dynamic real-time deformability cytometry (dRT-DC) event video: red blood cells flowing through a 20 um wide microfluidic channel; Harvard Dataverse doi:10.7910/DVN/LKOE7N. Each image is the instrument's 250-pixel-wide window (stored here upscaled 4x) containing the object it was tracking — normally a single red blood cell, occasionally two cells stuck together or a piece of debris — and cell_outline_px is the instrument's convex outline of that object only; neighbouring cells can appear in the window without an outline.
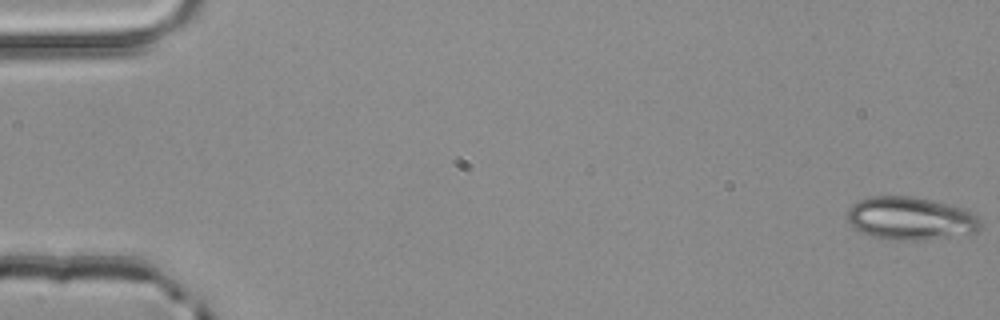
{"species": "common noctule bat (a hibernating species)", "species_latin": "Nyctalus noctula", "temperature_condition": "room temperature", "stored_images_in_passage": 2, "segment_of_instrument_passage": [2, 2], "camera_frame_rate_fps": 3000, "um_per_image_px": 0.085, "animal": {"sex": "male", "body_mass_g": 20.4}, "frame": {"image": 1, "passage_image": 2, "time_ms": 0.333, "image_size_px": [1000, 320], "cell_outline_px": [[984, 224], [976, 232], [924, 240], [892, 240], [872, 236], [860, 232], [848, 224], [848, 208], [852, 204], [860, 200], [872, 196], [908, 196], [928, 200], [964, 208], [976, 216]], "centroid_in_image_um": [77.37, 18.58], "position_along_channel_um": 7.6, "area_um2": 33.23}}